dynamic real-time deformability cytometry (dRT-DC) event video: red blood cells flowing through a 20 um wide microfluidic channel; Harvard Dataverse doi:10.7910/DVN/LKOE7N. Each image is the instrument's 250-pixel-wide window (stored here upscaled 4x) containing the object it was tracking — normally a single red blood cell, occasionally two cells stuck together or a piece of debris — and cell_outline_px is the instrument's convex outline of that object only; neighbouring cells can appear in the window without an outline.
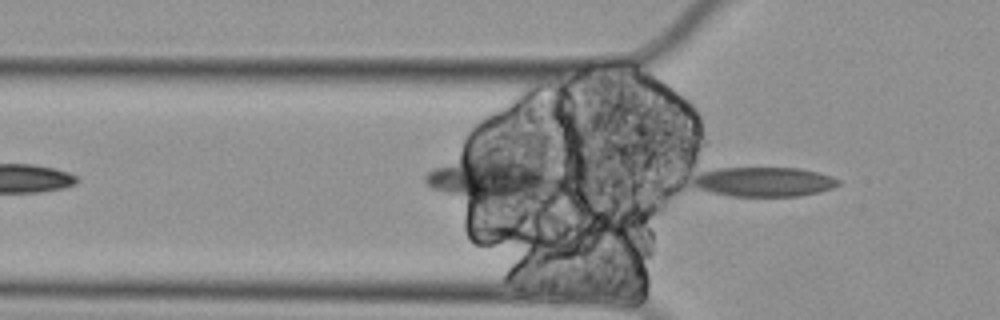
{"species": "Egyptian fruit bat (a non-hibernating species)", "species_latin": "Rousettus aegyptiacus", "temperature_condition": "cold", "stored_images_in_passage": 5, "camera_frame_rate_fps": 3000, "um_per_image_px": 0.085, "animal": {"sex": "female"}, "frame": {"image": 1, "passage_image": 5, "time_ms": 1.333, "image_size_px": [1000, 320], "cell_outline_px": [[840, 184], [832, 188], [820, 192], [800, 196], [732, 196], [712, 192], [700, 188], [692, 184], [692, 180], [700, 172], [716, 168], [800, 168], [832, 176], [840, 180]], "centroid_in_image_um": [64.96, 15.45], "position_along_channel_um": 60.8, "area_um2": 24.97}}